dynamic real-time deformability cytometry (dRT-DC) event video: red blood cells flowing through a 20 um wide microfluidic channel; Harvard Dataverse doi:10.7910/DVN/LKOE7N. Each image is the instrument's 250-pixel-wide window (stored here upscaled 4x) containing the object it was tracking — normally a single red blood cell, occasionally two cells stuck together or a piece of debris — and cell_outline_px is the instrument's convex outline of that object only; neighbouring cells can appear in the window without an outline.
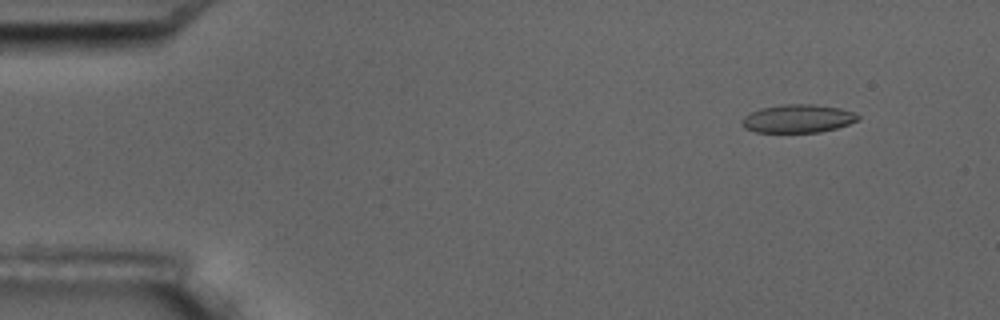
{"species": "common noctule bat (a hibernating species)", "species_latin": "Nyctalus noctula", "temperature_condition": "room temperature", "stored_images_in_passage": 5, "camera_frame_rate_fps": 3000, "um_per_image_px": 0.085, "animal": {"sex": "male", "body_mass_g": 17.5, "forearm_length_mm": 52.3}, "frame": {"image": 1, "passage_image": 2, "time_ms": 1.0, "image_size_px": [1000, 320], "cell_outline_px": [[860, 120], [836, 128], [820, 132], [756, 132], [744, 128], [740, 120], [744, 116], [760, 108], [784, 104], [812, 104], [840, 108], [856, 112], [860, 116]], "centroid_in_image_um": [67.84, 10.08], "position_along_channel_um": 17.2, "area_um2": 19.19}}
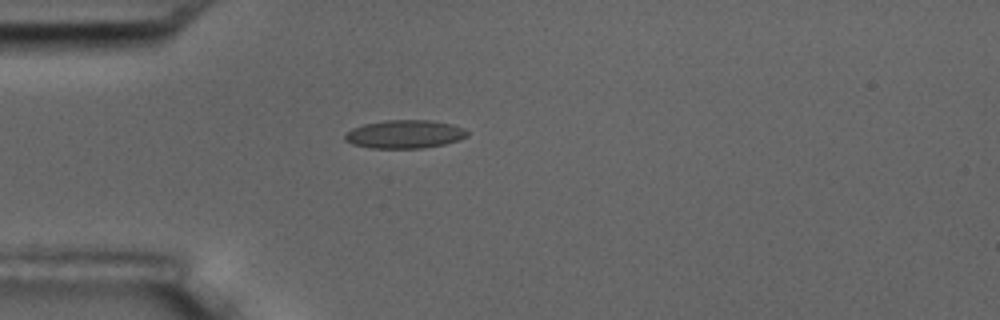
{"frame": {"image": 2, "passage_image": 5, "time_ms": 4.333, "image_size_px": [1000, 320], "cell_outline_px": [[468, 136], [460, 140], [444, 144], [424, 148], [372, 148], [352, 144], [344, 140], [344, 132], [352, 128], [364, 124], [384, 120], [432, 120], [452, 124], [464, 128], [468, 132]], "centroid_in_image_um": [34.39, 11.4], "position_along_channel_um": 50.6, "area_um2": 20.4}}